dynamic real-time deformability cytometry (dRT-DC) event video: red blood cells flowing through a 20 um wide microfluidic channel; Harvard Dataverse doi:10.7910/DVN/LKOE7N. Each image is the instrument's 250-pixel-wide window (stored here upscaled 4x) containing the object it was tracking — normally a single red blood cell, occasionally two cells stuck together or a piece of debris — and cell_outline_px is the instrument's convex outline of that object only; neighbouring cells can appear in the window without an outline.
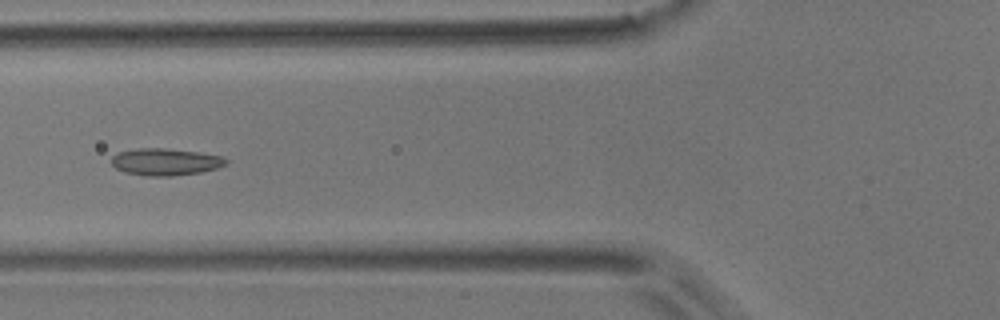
{"species": "common noctule bat (a hibernating species)", "species_latin": "Nyctalus noctula", "temperature_condition": "room temperature", "stored_images_in_passage": 9, "camera_frame_rate_fps": 3000, "um_per_image_px": 0.085, "animal": {"sex": "male", "body_mass_g": 17.9}, "frame": {"image": 1, "passage_image": 4, "time_ms": 6.0, "image_size_px": [1000, 320], "cell_outline_px": [[228, 164], [216, 168], [200, 172], [172, 176], [144, 176], [124, 172], [116, 168], [112, 164], [112, 156], [116, 152], [136, 148], [164, 148], [196, 152], [224, 156], [228, 160]], "centroid_in_image_um": [14.05, 13.75], "position_along_channel_um": 111.8, "area_um2": 18.15}}
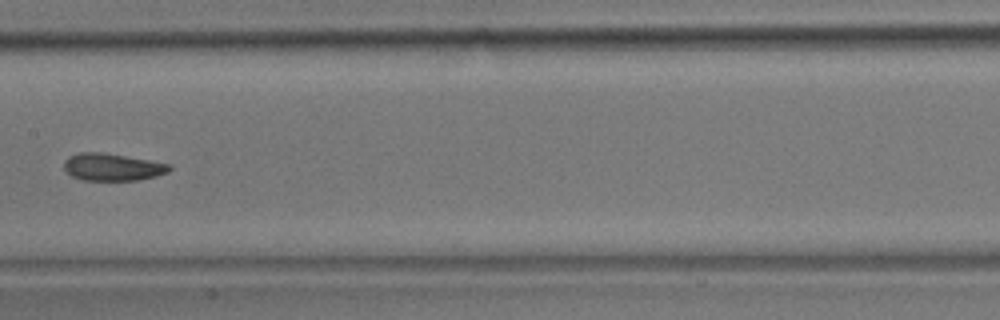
{"frame": {"image": 2, "passage_image": 6, "time_ms": 8.333, "image_size_px": [1000, 320], "cell_outline_px": [[172, 168], [168, 172], [156, 176], [136, 180], [84, 180], [72, 176], [64, 168], [64, 160], [68, 156], [80, 152], [104, 152], [172, 164]], "centroid_in_image_um": [9.57, 14.19], "position_along_channel_um": 197.8, "area_um2": 16.82}}
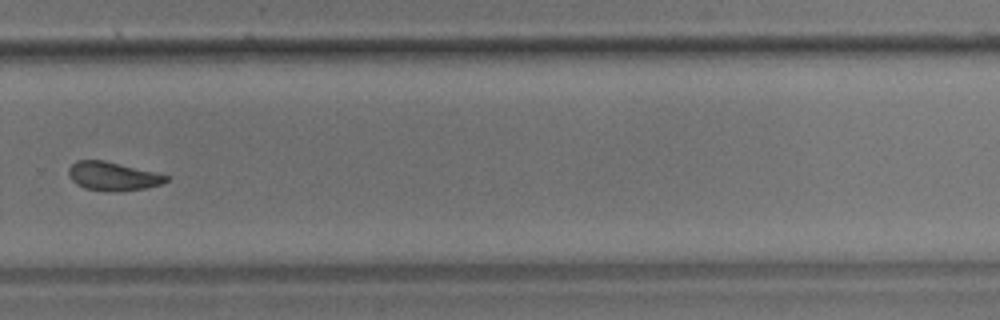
{"frame": {"image": 3, "passage_image": 9, "time_ms": 11.667, "image_size_px": [1000, 320], "cell_outline_px": [[168, 180], [160, 184], [144, 188], [120, 192], [104, 192], [84, 188], [76, 184], [68, 176], [68, 168], [76, 160], [104, 160], [168, 176]], "centroid_in_image_um": [9.51, 15.0], "position_along_channel_um": 320.3, "area_um2": 16.24}}